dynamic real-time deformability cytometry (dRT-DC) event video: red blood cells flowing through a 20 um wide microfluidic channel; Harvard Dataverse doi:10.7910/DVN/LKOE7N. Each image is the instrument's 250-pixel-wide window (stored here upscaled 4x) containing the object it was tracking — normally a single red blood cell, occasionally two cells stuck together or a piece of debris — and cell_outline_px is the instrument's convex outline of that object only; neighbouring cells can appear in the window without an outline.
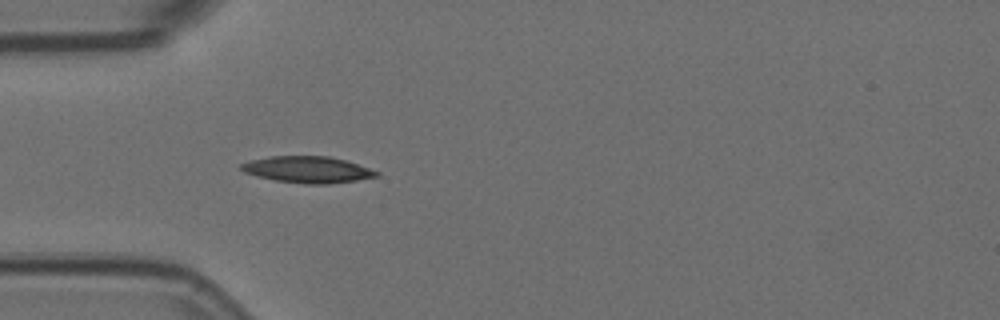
{"species": "Egyptian fruit bat (a non-hibernating species)", "species_latin": "Rousettus aegyptiacus", "temperature_condition": "room temperature", "stored_images_in_passage": 5, "camera_frame_rate_fps": 3000, "um_per_image_px": 0.085, "animal": {"sex": "female"}, "frame": {"image": 1, "passage_image": 5, "time_ms": 1.333, "image_size_px": [1000, 320], "cell_outline_px": [[380, 176], [356, 180], [328, 184], [304, 184], [276, 180], [256, 176], [244, 172], [240, 168], [240, 164], [252, 160], [272, 156], [328, 156], [344, 160], [380, 172]], "centroid_in_image_um": [26.14, 14.42], "position_along_channel_um": 58.9, "area_um2": 20.69}}